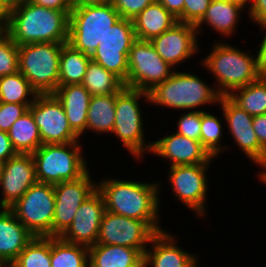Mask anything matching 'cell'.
Segmentation results:
<instances>
[{"instance_id":"cell-1","label":"cell","mask_w":266,"mask_h":267,"mask_svg":"<svg viewBox=\"0 0 266 267\" xmlns=\"http://www.w3.org/2000/svg\"><path fill=\"white\" fill-rule=\"evenodd\" d=\"M108 176H103L100 182L97 179V190L103 196L105 210L145 221L156 233L165 230L159 215L163 185L158 180L151 183Z\"/></svg>"},{"instance_id":"cell-2","label":"cell","mask_w":266,"mask_h":267,"mask_svg":"<svg viewBox=\"0 0 266 267\" xmlns=\"http://www.w3.org/2000/svg\"><path fill=\"white\" fill-rule=\"evenodd\" d=\"M4 31L18 46L39 42L68 43L69 14L26 0L8 11Z\"/></svg>"},{"instance_id":"cell-3","label":"cell","mask_w":266,"mask_h":267,"mask_svg":"<svg viewBox=\"0 0 266 267\" xmlns=\"http://www.w3.org/2000/svg\"><path fill=\"white\" fill-rule=\"evenodd\" d=\"M214 41L209 54L200 60V66L212 74L213 83L221 96H229L234 90L262 76L258 49L252 55L251 50L244 51L225 40Z\"/></svg>"},{"instance_id":"cell-4","label":"cell","mask_w":266,"mask_h":267,"mask_svg":"<svg viewBox=\"0 0 266 267\" xmlns=\"http://www.w3.org/2000/svg\"><path fill=\"white\" fill-rule=\"evenodd\" d=\"M194 73L174 70L169 78L148 92L149 104L173 111H207L203 110L207 104L218 105L221 95L215 85L206 84Z\"/></svg>"},{"instance_id":"cell-5","label":"cell","mask_w":266,"mask_h":267,"mask_svg":"<svg viewBox=\"0 0 266 267\" xmlns=\"http://www.w3.org/2000/svg\"><path fill=\"white\" fill-rule=\"evenodd\" d=\"M145 101L150 106L147 92L125 86L116 96L115 122L111 134L120 140L135 161L145 159V154H150L152 148V142L149 140L147 142L145 139L146 132L143 123L146 119L143 118L144 112L141 109Z\"/></svg>"},{"instance_id":"cell-6","label":"cell","mask_w":266,"mask_h":267,"mask_svg":"<svg viewBox=\"0 0 266 267\" xmlns=\"http://www.w3.org/2000/svg\"><path fill=\"white\" fill-rule=\"evenodd\" d=\"M82 150L81 141L42 144L32 153L37 182L55 185L83 177L90 167Z\"/></svg>"},{"instance_id":"cell-7","label":"cell","mask_w":266,"mask_h":267,"mask_svg":"<svg viewBox=\"0 0 266 267\" xmlns=\"http://www.w3.org/2000/svg\"><path fill=\"white\" fill-rule=\"evenodd\" d=\"M64 44L39 42L18 46V71L38 94H53L58 88L60 53Z\"/></svg>"},{"instance_id":"cell-8","label":"cell","mask_w":266,"mask_h":267,"mask_svg":"<svg viewBox=\"0 0 266 267\" xmlns=\"http://www.w3.org/2000/svg\"><path fill=\"white\" fill-rule=\"evenodd\" d=\"M120 18L111 3L73 8L69 14L68 44L92 56L109 28Z\"/></svg>"},{"instance_id":"cell-9","label":"cell","mask_w":266,"mask_h":267,"mask_svg":"<svg viewBox=\"0 0 266 267\" xmlns=\"http://www.w3.org/2000/svg\"><path fill=\"white\" fill-rule=\"evenodd\" d=\"M54 185L36 182L9 209L35 237H52Z\"/></svg>"},{"instance_id":"cell-10","label":"cell","mask_w":266,"mask_h":267,"mask_svg":"<svg viewBox=\"0 0 266 267\" xmlns=\"http://www.w3.org/2000/svg\"><path fill=\"white\" fill-rule=\"evenodd\" d=\"M211 164L176 165L168 167L167 181L176 200L194 213V216H206V204L209 194L208 171Z\"/></svg>"},{"instance_id":"cell-11","label":"cell","mask_w":266,"mask_h":267,"mask_svg":"<svg viewBox=\"0 0 266 267\" xmlns=\"http://www.w3.org/2000/svg\"><path fill=\"white\" fill-rule=\"evenodd\" d=\"M174 70L150 41L137 39L129 50L128 77L124 86L148 93L169 78Z\"/></svg>"},{"instance_id":"cell-12","label":"cell","mask_w":266,"mask_h":267,"mask_svg":"<svg viewBox=\"0 0 266 267\" xmlns=\"http://www.w3.org/2000/svg\"><path fill=\"white\" fill-rule=\"evenodd\" d=\"M136 40L132 20L120 18L99 42L91 60L115 74L125 83L128 77L129 50Z\"/></svg>"},{"instance_id":"cell-13","label":"cell","mask_w":266,"mask_h":267,"mask_svg":"<svg viewBox=\"0 0 266 267\" xmlns=\"http://www.w3.org/2000/svg\"><path fill=\"white\" fill-rule=\"evenodd\" d=\"M28 109L39 128L42 144L81 141L71 129L64 108L54 94H38Z\"/></svg>"},{"instance_id":"cell-14","label":"cell","mask_w":266,"mask_h":267,"mask_svg":"<svg viewBox=\"0 0 266 267\" xmlns=\"http://www.w3.org/2000/svg\"><path fill=\"white\" fill-rule=\"evenodd\" d=\"M156 232L145 222L105 210L96 244L137 248L143 254Z\"/></svg>"},{"instance_id":"cell-15","label":"cell","mask_w":266,"mask_h":267,"mask_svg":"<svg viewBox=\"0 0 266 267\" xmlns=\"http://www.w3.org/2000/svg\"><path fill=\"white\" fill-rule=\"evenodd\" d=\"M92 177L90 170L78 180L54 185L52 237H60L67 230L81 203L97 189V181Z\"/></svg>"},{"instance_id":"cell-16","label":"cell","mask_w":266,"mask_h":267,"mask_svg":"<svg viewBox=\"0 0 266 267\" xmlns=\"http://www.w3.org/2000/svg\"><path fill=\"white\" fill-rule=\"evenodd\" d=\"M221 113L233 142L243 154L261 167L266 162V151L261 147L253 129V117L237 106L228 96H221L219 101Z\"/></svg>"},{"instance_id":"cell-17","label":"cell","mask_w":266,"mask_h":267,"mask_svg":"<svg viewBox=\"0 0 266 267\" xmlns=\"http://www.w3.org/2000/svg\"><path fill=\"white\" fill-rule=\"evenodd\" d=\"M199 40L195 25L177 22L150 42L162 59L176 70L178 65L199 54L202 47Z\"/></svg>"},{"instance_id":"cell-18","label":"cell","mask_w":266,"mask_h":267,"mask_svg":"<svg viewBox=\"0 0 266 267\" xmlns=\"http://www.w3.org/2000/svg\"><path fill=\"white\" fill-rule=\"evenodd\" d=\"M37 182L32 154H17L0 166V208L9 209Z\"/></svg>"},{"instance_id":"cell-19","label":"cell","mask_w":266,"mask_h":267,"mask_svg":"<svg viewBox=\"0 0 266 267\" xmlns=\"http://www.w3.org/2000/svg\"><path fill=\"white\" fill-rule=\"evenodd\" d=\"M104 212L103 196L96 189L81 203L71 225L60 238L65 242L84 245L88 248L95 245Z\"/></svg>"},{"instance_id":"cell-20","label":"cell","mask_w":266,"mask_h":267,"mask_svg":"<svg viewBox=\"0 0 266 267\" xmlns=\"http://www.w3.org/2000/svg\"><path fill=\"white\" fill-rule=\"evenodd\" d=\"M158 140L152 141L150 154L166 159L168 166L212 164L213 158L203 147L202 143L192 140L176 132L162 135Z\"/></svg>"},{"instance_id":"cell-21","label":"cell","mask_w":266,"mask_h":267,"mask_svg":"<svg viewBox=\"0 0 266 267\" xmlns=\"http://www.w3.org/2000/svg\"><path fill=\"white\" fill-rule=\"evenodd\" d=\"M177 241V237L166 229L157 232L144 252L143 267L201 266L199 256L179 246Z\"/></svg>"},{"instance_id":"cell-22","label":"cell","mask_w":266,"mask_h":267,"mask_svg":"<svg viewBox=\"0 0 266 267\" xmlns=\"http://www.w3.org/2000/svg\"><path fill=\"white\" fill-rule=\"evenodd\" d=\"M35 236L7 208H0V262L11 265Z\"/></svg>"},{"instance_id":"cell-23","label":"cell","mask_w":266,"mask_h":267,"mask_svg":"<svg viewBox=\"0 0 266 267\" xmlns=\"http://www.w3.org/2000/svg\"><path fill=\"white\" fill-rule=\"evenodd\" d=\"M61 102L71 129L81 138L86 136L88 108L92 95L82 84L58 86L53 93Z\"/></svg>"},{"instance_id":"cell-24","label":"cell","mask_w":266,"mask_h":267,"mask_svg":"<svg viewBox=\"0 0 266 267\" xmlns=\"http://www.w3.org/2000/svg\"><path fill=\"white\" fill-rule=\"evenodd\" d=\"M245 10L241 5L228 0H212L203 18L195 25L198 36H201L204 25L224 39L231 38L235 35L239 20L242 19L240 16Z\"/></svg>"},{"instance_id":"cell-25","label":"cell","mask_w":266,"mask_h":267,"mask_svg":"<svg viewBox=\"0 0 266 267\" xmlns=\"http://www.w3.org/2000/svg\"><path fill=\"white\" fill-rule=\"evenodd\" d=\"M88 252L89 267H143L144 254L137 248L95 244Z\"/></svg>"},{"instance_id":"cell-26","label":"cell","mask_w":266,"mask_h":267,"mask_svg":"<svg viewBox=\"0 0 266 267\" xmlns=\"http://www.w3.org/2000/svg\"><path fill=\"white\" fill-rule=\"evenodd\" d=\"M132 22L136 38L150 41L172 28L178 20L161 3L155 1L134 17Z\"/></svg>"},{"instance_id":"cell-27","label":"cell","mask_w":266,"mask_h":267,"mask_svg":"<svg viewBox=\"0 0 266 267\" xmlns=\"http://www.w3.org/2000/svg\"><path fill=\"white\" fill-rule=\"evenodd\" d=\"M116 94L92 96L88 108L86 131L111 134L115 122Z\"/></svg>"},{"instance_id":"cell-28","label":"cell","mask_w":266,"mask_h":267,"mask_svg":"<svg viewBox=\"0 0 266 267\" xmlns=\"http://www.w3.org/2000/svg\"><path fill=\"white\" fill-rule=\"evenodd\" d=\"M7 134L19 154H32L42 145L39 128L29 109L11 126Z\"/></svg>"},{"instance_id":"cell-29","label":"cell","mask_w":266,"mask_h":267,"mask_svg":"<svg viewBox=\"0 0 266 267\" xmlns=\"http://www.w3.org/2000/svg\"><path fill=\"white\" fill-rule=\"evenodd\" d=\"M90 60L91 56L65 43L60 53L59 86L81 84Z\"/></svg>"},{"instance_id":"cell-30","label":"cell","mask_w":266,"mask_h":267,"mask_svg":"<svg viewBox=\"0 0 266 267\" xmlns=\"http://www.w3.org/2000/svg\"><path fill=\"white\" fill-rule=\"evenodd\" d=\"M81 84L92 96L116 94L124 87L119 77L93 60L88 63Z\"/></svg>"},{"instance_id":"cell-31","label":"cell","mask_w":266,"mask_h":267,"mask_svg":"<svg viewBox=\"0 0 266 267\" xmlns=\"http://www.w3.org/2000/svg\"><path fill=\"white\" fill-rule=\"evenodd\" d=\"M228 97L252 117L266 114V78L261 76L234 90Z\"/></svg>"},{"instance_id":"cell-32","label":"cell","mask_w":266,"mask_h":267,"mask_svg":"<svg viewBox=\"0 0 266 267\" xmlns=\"http://www.w3.org/2000/svg\"><path fill=\"white\" fill-rule=\"evenodd\" d=\"M51 267H89L88 247L51 237Z\"/></svg>"},{"instance_id":"cell-33","label":"cell","mask_w":266,"mask_h":267,"mask_svg":"<svg viewBox=\"0 0 266 267\" xmlns=\"http://www.w3.org/2000/svg\"><path fill=\"white\" fill-rule=\"evenodd\" d=\"M37 95L30 82L19 71L0 77V102L33 104Z\"/></svg>"},{"instance_id":"cell-34","label":"cell","mask_w":266,"mask_h":267,"mask_svg":"<svg viewBox=\"0 0 266 267\" xmlns=\"http://www.w3.org/2000/svg\"><path fill=\"white\" fill-rule=\"evenodd\" d=\"M220 118L207 111H205L201 117V143L208 153L216 159L218 157L221 158V153L229 148V146H225V144L223 145L222 143L224 139V115Z\"/></svg>"},{"instance_id":"cell-35","label":"cell","mask_w":266,"mask_h":267,"mask_svg":"<svg viewBox=\"0 0 266 267\" xmlns=\"http://www.w3.org/2000/svg\"><path fill=\"white\" fill-rule=\"evenodd\" d=\"M10 267H51V237H34Z\"/></svg>"},{"instance_id":"cell-36","label":"cell","mask_w":266,"mask_h":267,"mask_svg":"<svg viewBox=\"0 0 266 267\" xmlns=\"http://www.w3.org/2000/svg\"><path fill=\"white\" fill-rule=\"evenodd\" d=\"M18 45L3 30L0 31V77L18 72Z\"/></svg>"},{"instance_id":"cell-37","label":"cell","mask_w":266,"mask_h":267,"mask_svg":"<svg viewBox=\"0 0 266 267\" xmlns=\"http://www.w3.org/2000/svg\"><path fill=\"white\" fill-rule=\"evenodd\" d=\"M205 111H183L174 132L201 142V117Z\"/></svg>"},{"instance_id":"cell-38","label":"cell","mask_w":266,"mask_h":267,"mask_svg":"<svg viewBox=\"0 0 266 267\" xmlns=\"http://www.w3.org/2000/svg\"><path fill=\"white\" fill-rule=\"evenodd\" d=\"M212 0H184L182 15L177 19L181 23L196 25L205 15Z\"/></svg>"},{"instance_id":"cell-39","label":"cell","mask_w":266,"mask_h":267,"mask_svg":"<svg viewBox=\"0 0 266 267\" xmlns=\"http://www.w3.org/2000/svg\"><path fill=\"white\" fill-rule=\"evenodd\" d=\"M32 104H11L0 102V131L8 132L11 126Z\"/></svg>"},{"instance_id":"cell-40","label":"cell","mask_w":266,"mask_h":267,"mask_svg":"<svg viewBox=\"0 0 266 267\" xmlns=\"http://www.w3.org/2000/svg\"><path fill=\"white\" fill-rule=\"evenodd\" d=\"M156 0H112L111 4L121 18L132 20Z\"/></svg>"},{"instance_id":"cell-41","label":"cell","mask_w":266,"mask_h":267,"mask_svg":"<svg viewBox=\"0 0 266 267\" xmlns=\"http://www.w3.org/2000/svg\"><path fill=\"white\" fill-rule=\"evenodd\" d=\"M247 12L249 20L256 26L266 25V0H253Z\"/></svg>"},{"instance_id":"cell-42","label":"cell","mask_w":266,"mask_h":267,"mask_svg":"<svg viewBox=\"0 0 266 267\" xmlns=\"http://www.w3.org/2000/svg\"><path fill=\"white\" fill-rule=\"evenodd\" d=\"M18 153L13 148V145L6 132L0 131V166L9 158L16 156Z\"/></svg>"},{"instance_id":"cell-43","label":"cell","mask_w":266,"mask_h":267,"mask_svg":"<svg viewBox=\"0 0 266 267\" xmlns=\"http://www.w3.org/2000/svg\"><path fill=\"white\" fill-rule=\"evenodd\" d=\"M38 6L46 7L53 10L65 11L70 14L72 6L70 0H28Z\"/></svg>"},{"instance_id":"cell-44","label":"cell","mask_w":266,"mask_h":267,"mask_svg":"<svg viewBox=\"0 0 266 267\" xmlns=\"http://www.w3.org/2000/svg\"><path fill=\"white\" fill-rule=\"evenodd\" d=\"M252 125L259 144L266 151V114L254 116Z\"/></svg>"},{"instance_id":"cell-45","label":"cell","mask_w":266,"mask_h":267,"mask_svg":"<svg viewBox=\"0 0 266 267\" xmlns=\"http://www.w3.org/2000/svg\"><path fill=\"white\" fill-rule=\"evenodd\" d=\"M161 3L175 18L183 13L184 0H156Z\"/></svg>"},{"instance_id":"cell-46","label":"cell","mask_w":266,"mask_h":267,"mask_svg":"<svg viewBox=\"0 0 266 267\" xmlns=\"http://www.w3.org/2000/svg\"><path fill=\"white\" fill-rule=\"evenodd\" d=\"M260 30L262 29L265 33L262 37L261 42H259L258 50H259V60H260V71L262 77L266 78V25L259 27Z\"/></svg>"},{"instance_id":"cell-47","label":"cell","mask_w":266,"mask_h":267,"mask_svg":"<svg viewBox=\"0 0 266 267\" xmlns=\"http://www.w3.org/2000/svg\"><path fill=\"white\" fill-rule=\"evenodd\" d=\"M111 2L112 0H70L72 9L80 7V6H87V5L110 4Z\"/></svg>"},{"instance_id":"cell-48","label":"cell","mask_w":266,"mask_h":267,"mask_svg":"<svg viewBox=\"0 0 266 267\" xmlns=\"http://www.w3.org/2000/svg\"><path fill=\"white\" fill-rule=\"evenodd\" d=\"M26 0H0L1 5L7 10L20 6Z\"/></svg>"},{"instance_id":"cell-49","label":"cell","mask_w":266,"mask_h":267,"mask_svg":"<svg viewBox=\"0 0 266 267\" xmlns=\"http://www.w3.org/2000/svg\"><path fill=\"white\" fill-rule=\"evenodd\" d=\"M8 19V11L0 3V31L5 30Z\"/></svg>"},{"instance_id":"cell-50","label":"cell","mask_w":266,"mask_h":267,"mask_svg":"<svg viewBox=\"0 0 266 267\" xmlns=\"http://www.w3.org/2000/svg\"><path fill=\"white\" fill-rule=\"evenodd\" d=\"M228 1L241 5L247 11L249 7L251 6L253 0H228Z\"/></svg>"},{"instance_id":"cell-51","label":"cell","mask_w":266,"mask_h":267,"mask_svg":"<svg viewBox=\"0 0 266 267\" xmlns=\"http://www.w3.org/2000/svg\"><path fill=\"white\" fill-rule=\"evenodd\" d=\"M0 267H10L9 265L3 263V262H0Z\"/></svg>"}]
</instances>
